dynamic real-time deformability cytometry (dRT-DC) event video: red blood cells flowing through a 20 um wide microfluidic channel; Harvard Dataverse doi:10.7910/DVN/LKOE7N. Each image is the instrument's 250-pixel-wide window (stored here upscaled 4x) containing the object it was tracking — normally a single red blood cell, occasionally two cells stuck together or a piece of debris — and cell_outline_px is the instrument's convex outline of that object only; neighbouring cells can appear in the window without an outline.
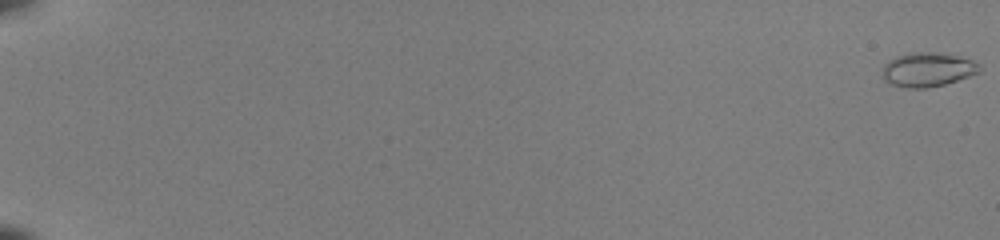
{"species": "common noctule bat (a hibernating species)", "species_latin": "Nyctalus noctula", "temperature_condition": "room temperature", "stored_images_in_passage": 25, "camera_frame_rate_fps": 3000, "um_per_image_px": 0.085, "animal": {"sex": "female", "body_mass_g": 22.0, "forearm_length_mm": 56.7}, "frame": {"image": 1, "passage_image": 1, "time_ms": 0.0, "image_size_px": [1000, 240], "cell_outline_px": [[980, 72], [944, 84], [928, 88], [908, 88], [892, 84], [884, 80], [880, 76], [884, 64], [888, 60], [896, 56], [912, 52], [936, 52], [956, 56], [972, 60], [980, 64]], "centroid_in_image_um": [78.8, 5.91], "position_along_channel_um": 6.2, "area_um2": 19.36}}
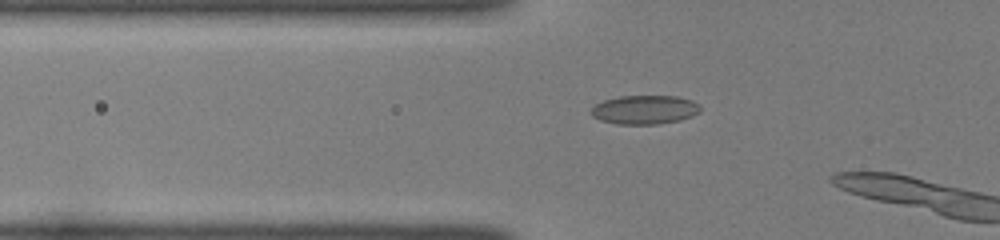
{"frame": {"image": 2, "passage_image": 22, "time_ms": 7.0, "image_size_px": [1000, 240], "cell_outline_px": [[700, 112], [692, 116], [680, 120], [660, 124], [616, 124], [600, 120], [592, 116], [592, 108], [596, 104], [604, 100], [620, 96], [676, 96], [692, 100], [700, 104]], "centroid_in_image_um": [54.82, 9.33], "position_along_channel_um": 71.0, "area_um2": 18.44}}